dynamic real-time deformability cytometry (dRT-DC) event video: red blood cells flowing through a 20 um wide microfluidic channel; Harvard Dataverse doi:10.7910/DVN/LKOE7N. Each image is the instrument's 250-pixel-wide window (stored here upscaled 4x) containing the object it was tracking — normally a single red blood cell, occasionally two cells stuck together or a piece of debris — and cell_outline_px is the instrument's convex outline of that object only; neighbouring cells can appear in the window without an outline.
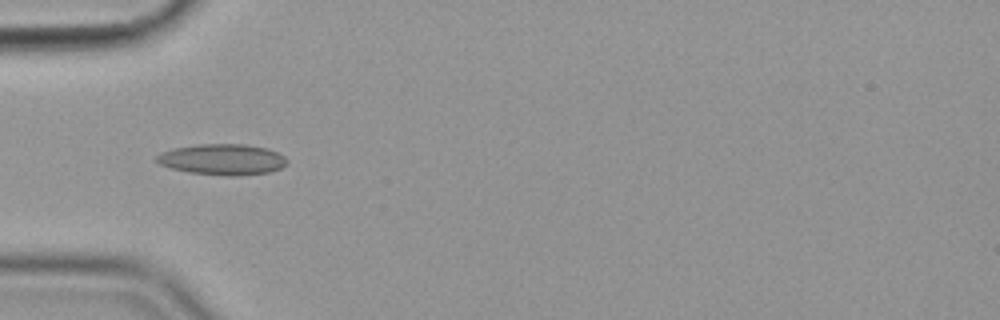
{"species": "common noctule bat (a hibernating species)", "species_latin": "Nyctalus noctula", "temperature_condition": "cold", "stored_images_in_passage": 29, "camera_frame_rate_fps": 3000, "um_per_image_px": 0.085, "animal": {"sex": "female", "body_mass_g": 19.9}, "frame": {"image": 1, "passage_image": 5, "time_ms": 1.333, "image_size_px": [1000, 320], "cell_outline_px": [[288, 164], [280, 168], [268, 172], [236, 176], [224, 176], [188, 172], [172, 168], [160, 164], [156, 160], [156, 156], [160, 152], [172, 148], [196, 144], [244, 144], [268, 148], [284, 156], [288, 160]], "centroid_in_image_um": [18.9, 13.55], "position_along_channel_um": 66.1, "area_um2": 23.64}}